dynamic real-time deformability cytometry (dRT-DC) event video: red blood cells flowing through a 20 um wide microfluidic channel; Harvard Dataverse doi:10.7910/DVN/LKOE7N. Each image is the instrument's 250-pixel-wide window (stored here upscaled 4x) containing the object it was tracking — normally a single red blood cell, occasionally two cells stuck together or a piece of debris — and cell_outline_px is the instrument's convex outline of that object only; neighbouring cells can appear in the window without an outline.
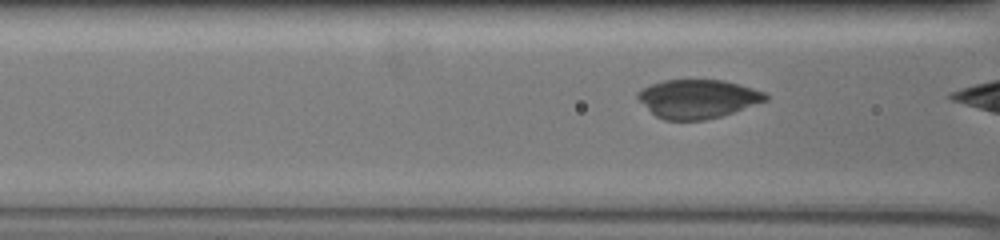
{"species": "common noctule bat (a hibernating species)", "species_latin": "Nyctalus noctula", "temperature_condition": "warm", "stored_images_in_passage": 24, "camera_frame_rate_fps": 3000, "um_per_image_px": 0.085, "animal": {"sex": "female", "body_mass_g": 19.5, "forearm_length_mm": 54.1}, "frame": {"image": 1, "passage_image": 22, "time_ms": 7.0, "image_size_px": [1000, 240], "cell_outline_px": [[768, 100], [720, 116], [704, 120], [664, 120], [656, 116], [636, 96], [636, 92], [640, 88], [664, 80], [724, 80], [752, 88], [764, 92], [768, 96]], "centroid_in_image_um": [59.29, 8.39], "position_along_channel_um": 107.3, "area_um2": 28.55}}